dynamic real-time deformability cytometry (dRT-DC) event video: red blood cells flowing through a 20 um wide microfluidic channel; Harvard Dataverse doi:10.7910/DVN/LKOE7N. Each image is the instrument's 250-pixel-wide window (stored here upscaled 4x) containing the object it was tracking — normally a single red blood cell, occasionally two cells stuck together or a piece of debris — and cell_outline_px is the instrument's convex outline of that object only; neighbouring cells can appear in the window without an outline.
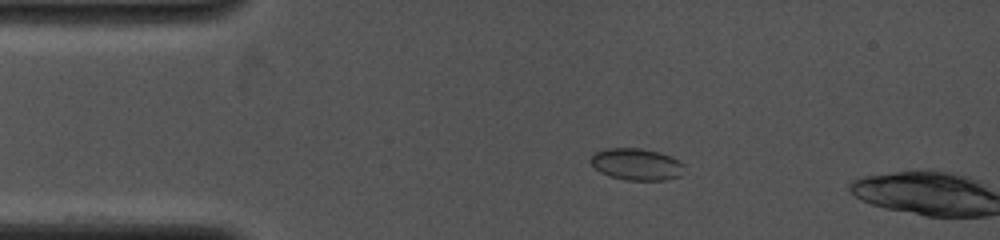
{"species": "common noctule bat (a hibernating species)", "species_latin": "Nyctalus noctula", "temperature_condition": "cold", "stored_images_in_passage": 9, "camera_frame_rate_fps": 4000, "um_per_image_px": 0.085, "animal": {"sex": "female", "body_mass_g": 19.0, "forearm_length_mm": 53.3}, "frame": {"image": 1, "passage_image": 6, "time_ms": 2.75, "image_size_px": [1000, 240], "cell_outline_px": [[684, 164], [680, 176], [664, 180], [624, 180], [608, 176], [600, 172], [588, 160], [596, 152], [604, 148], [640, 148], [660, 152]], "centroid_in_image_um": [54.06, 13.96], "position_along_channel_um": 30.9, "area_um2": 17.28}}